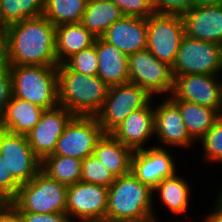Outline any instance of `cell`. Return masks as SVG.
<instances>
[{
    "mask_svg": "<svg viewBox=\"0 0 222 222\" xmlns=\"http://www.w3.org/2000/svg\"><path fill=\"white\" fill-rule=\"evenodd\" d=\"M82 160L74 157L47 156L41 161V171L66 186L81 181Z\"/></svg>",
    "mask_w": 222,
    "mask_h": 222,
    "instance_id": "4316f807",
    "label": "cell"
},
{
    "mask_svg": "<svg viewBox=\"0 0 222 222\" xmlns=\"http://www.w3.org/2000/svg\"><path fill=\"white\" fill-rule=\"evenodd\" d=\"M218 75L190 74L174 77L170 100H184L215 109L222 115V80Z\"/></svg>",
    "mask_w": 222,
    "mask_h": 222,
    "instance_id": "7c38bea8",
    "label": "cell"
},
{
    "mask_svg": "<svg viewBox=\"0 0 222 222\" xmlns=\"http://www.w3.org/2000/svg\"><path fill=\"white\" fill-rule=\"evenodd\" d=\"M153 97L133 83L110 86L96 119L104 133H111L135 110L145 108Z\"/></svg>",
    "mask_w": 222,
    "mask_h": 222,
    "instance_id": "8992f818",
    "label": "cell"
},
{
    "mask_svg": "<svg viewBox=\"0 0 222 222\" xmlns=\"http://www.w3.org/2000/svg\"><path fill=\"white\" fill-rule=\"evenodd\" d=\"M193 6H217L222 5V0H192Z\"/></svg>",
    "mask_w": 222,
    "mask_h": 222,
    "instance_id": "60d3db41",
    "label": "cell"
},
{
    "mask_svg": "<svg viewBox=\"0 0 222 222\" xmlns=\"http://www.w3.org/2000/svg\"><path fill=\"white\" fill-rule=\"evenodd\" d=\"M120 8L111 0H88L81 24L96 38L123 17Z\"/></svg>",
    "mask_w": 222,
    "mask_h": 222,
    "instance_id": "cb8c5ba5",
    "label": "cell"
},
{
    "mask_svg": "<svg viewBox=\"0 0 222 222\" xmlns=\"http://www.w3.org/2000/svg\"><path fill=\"white\" fill-rule=\"evenodd\" d=\"M185 35L181 15L153 13L147 18V47L159 61L173 66Z\"/></svg>",
    "mask_w": 222,
    "mask_h": 222,
    "instance_id": "ba28073f",
    "label": "cell"
},
{
    "mask_svg": "<svg viewBox=\"0 0 222 222\" xmlns=\"http://www.w3.org/2000/svg\"><path fill=\"white\" fill-rule=\"evenodd\" d=\"M161 145L135 150L131 160V173L152 190L165 178L176 174L172 155Z\"/></svg>",
    "mask_w": 222,
    "mask_h": 222,
    "instance_id": "5bb4252c",
    "label": "cell"
},
{
    "mask_svg": "<svg viewBox=\"0 0 222 222\" xmlns=\"http://www.w3.org/2000/svg\"><path fill=\"white\" fill-rule=\"evenodd\" d=\"M58 101L74 116H96L109 86L97 75L72 71L65 63L57 66Z\"/></svg>",
    "mask_w": 222,
    "mask_h": 222,
    "instance_id": "7a4b0ae2",
    "label": "cell"
},
{
    "mask_svg": "<svg viewBox=\"0 0 222 222\" xmlns=\"http://www.w3.org/2000/svg\"><path fill=\"white\" fill-rule=\"evenodd\" d=\"M133 152L111 133H104L96 143L93 155L115 178H118L131 172Z\"/></svg>",
    "mask_w": 222,
    "mask_h": 222,
    "instance_id": "7402d4cb",
    "label": "cell"
},
{
    "mask_svg": "<svg viewBox=\"0 0 222 222\" xmlns=\"http://www.w3.org/2000/svg\"><path fill=\"white\" fill-rule=\"evenodd\" d=\"M180 110L189 135L199 142L221 116L215 109L184 100H171Z\"/></svg>",
    "mask_w": 222,
    "mask_h": 222,
    "instance_id": "d4e9b609",
    "label": "cell"
},
{
    "mask_svg": "<svg viewBox=\"0 0 222 222\" xmlns=\"http://www.w3.org/2000/svg\"><path fill=\"white\" fill-rule=\"evenodd\" d=\"M155 13L182 15L192 6V0H152Z\"/></svg>",
    "mask_w": 222,
    "mask_h": 222,
    "instance_id": "e575fe53",
    "label": "cell"
},
{
    "mask_svg": "<svg viewBox=\"0 0 222 222\" xmlns=\"http://www.w3.org/2000/svg\"><path fill=\"white\" fill-rule=\"evenodd\" d=\"M199 141L203 144L206 161L222 163V115Z\"/></svg>",
    "mask_w": 222,
    "mask_h": 222,
    "instance_id": "1f68e13d",
    "label": "cell"
},
{
    "mask_svg": "<svg viewBox=\"0 0 222 222\" xmlns=\"http://www.w3.org/2000/svg\"><path fill=\"white\" fill-rule=\"evenodd\" d=\"M115 179L116 178L93 154L82 160V182L109 188L114 183Z\"/></svg>",
    "mask_w": 222,
    "mask_h": 222,
    "instance_id": "f546056e",
    "label": "cell"
},
{
    "mask_svg": "<svg viewBox=\"0 0 222 222\" xmlns=\"http://www.w3.org/2000/svg\"><path fill=\"white\" fill-rule=\"evenodd\" d=\"M24 222H72L66 213H18Z\"/></svg>",
    "mask_w": 222,
    "mask_h": 222,
    "instance_id": "8d00e7d4",
    "label": "cell"
},
{
    "mask_svg": "<svg viewBox=\"0 0 222 222\" xmlns=\"http://www.w3.org/2000/svg\"><path fill=\"white\" fill-rule=\"evenodd\" d=\"M21 184L8 171L5 160L0 154V198L9 203L17 194Z\"/></svg>",
    "mask_w": 222,
    "mask_h": 222,
    "instance_id": "836d02e7",
    "label": "cell"
},
{
    "mask_svg": "<svg viewBox=\"0 0 222 222\" xmlns=\"http://www.w3.org/2000/svg\"><path fill=\"white\" fill-rule=\"evenodd\" d=\"M217 199L222 203V189H221V192L219 193Z\"/></svg>",
    "mask_w": 222,
    "mask_h": 222,
    "instance_id": "ee69618b",
    "label": "cell"
},
{
    "mask_svg": "<svg viewBox=\"0 0 222 222\" xmlns=\"http://www.w3.org/2000/svg\"><path fill=\"white\" fill-rule=\"evenodd\" d=\"M45 0H0V20L4 26L43 15Z\"/></svg>",
    "mask_w": 222,
    "mask_h": 222,
    "instance_id": "f1b7e54d",
    "label": "cell"
},
{
    "mask_svg": "<svg viewBox=\"0 0 222 222\" xmlns=\"http://www.w3.org/2000/svg\"><path fill=\"white\" fill-rule=\"evenodd\" d=\"M107 202L108 187L79 181L67 188L66 214L72 222H106Z\"/></svg>",
    "mask_w": 222,
    "mask_h": 222,
    "instance_id": "8fae6325",
    "label": "cell"
},
{
    "mask_svg": "<svg viewBox=\"0 0 222 222\" xmlns=\"http://www.w3.org/2000/svg\"><path fill=\"white\" fill-rule=\"evenodd\" d=\"M13 97L49 110L59 106L57 66L9 65Z\"/></svg>",
    "mask_w": 222,
    "mask_h": 222,
    "instance_id": "277c9868",
    "label": "cell"
},
{
    "mask_svg": "<svg viewBox=\"0 0 222 222\" xmlns=\"http://www.w3.org/2000/svg\"><path fill=\"white\" fill-rule=\"evenodd\" d=\"M13 96V79L9 65L0 66V117Z\"/></svg>",
    "mask_w": 222,
    "mask_h": 222,
    "instance_id": "d590c367",
    "label": "cell"
},
{
    "mask_svg": "<svg viewBox=\"0 0 222 222\" xmlns=\"http://www.w3.org/2000/svg\"><path fill=\"white\" fill-rule=\"evenodd\" d=\"M154 108V134L164 145L188 147L195 140L187 132L179 108L168 98ZM166 99V100H165Z\"/></svg>",
    "mask_w": 222,
    "mask_h": 222,
    "instance_id": "2e32d148",
    "label": "cell"
},
{
    "mask_svg": "<svg viewBox=\"0 0 222 222\" xmlns=\"http://www.w3.org/2000/svg\"><path fill=\"white\" fill-rule=\"evenodd\" d=\"M73 117L62 106L44 110L39 122L26 135L34 154L41 161L54 153L59 137Z\"/></svg>",
    "mask_w": 222,
    "mask_h": 222,
    "instance_id": "9a60e30c",
    "label": "cell"
},
{
    "mask_svg": "<svg viewBox=\"0 0 222 222\" xmlns=\"http://www.w3.org/2000/svg\"><path fill=\"white\" fill-rule=\"evenodd\" d=\"M157 217H155V214H148L145 217L138 218V219H125L120 220L118 222H157Z\"/></svg>",
    "mask_w": 222,
    "mask_h": 222,
    "instance_id": "b9f144b4",
    "label": "cell"
},
{
    "mask_svg": "<svg viewBox=\"0 0 222 222\" xmlns=\"http://www.w3.org/2000/svg\"><path fill=\"white\" fill-rule=\"evenodd\" d=\"M103 134L95 116H74L59 137L54 153L49 156L83 160L93 154L96 143Z\"/></svg>",
    "mask_w": 222,
    "mask_h": 222,
    "instance_id": "30bf717a",
    "label": "cell"
},
{
    "mask_svg": "<svg viewBox=\"0 0 222 222\" xmlns=\"http://www.w3.org/2000/svg\"><path fill=\"white\" fill-rule=\"evenodd\" d=\"M65 64L72 70L84 75L95 76L98 73L96 39L93 45L71 56Z\"/></svg>",
    "mask_w": 222,
    "mask_h": 222,
    "instance_id": "4dcf8cb0",
    "label": "cell"
},
{
    "mask_svg": "<svg viewBox=\"0 0 222 222\" xmlns=\"http://www.w3.org/2000/svg\"><path fill=\"white\" fill-rule=\"evenodd\" d=\"M6 205V203L0 198V210Z\"/></svg>",
    "mask_w": 222,
    "mask_h": 222,
    "instance_id": "7bdbcfd3",
    "label": "cell"
},
{
    "mask_svg": "<svg viewBox=\"0 0 222 222\" xmlns=\"http://www.w3.org/2000/svg\"><path fill=\"white\" fill-rule=\"evenodd\" d=\"M124 16L148 18L154 13L152 0H111Z\"/></svg>",
    "mask_w": 222,
    "mask_h": 222,
    "instance_id": "d6a6232c",
    "label": "cell"
},
{
    "mask_svg": "<svg viewBox=\"0 0 222 222\" xmlns=\"http://www.w3.org/2000/svg\"><path fill=\"white\" fill-rule=\"evenodd\" d=\"M181 16L185 35L222 45V5L192 6Z\"/></svg>",
    "mask_w": 222,
    "mask_h": 222,
    "instance_id": "e0dca14e",
    "label": "cell"
},
{
    "mask_svg": "<svg viewBox=\"0 0 222 222\" xmlns=\"http://www.w3.org/2000/svg\"><path fill=\"white\" fill-rule=\"evenodd\" d=\"M190 187L178 173L172 177L163 179L154 189L153 193H159L161 202L174 214H184L189 205Z\"/></svg>",
    "mask_w": 222,
    "mask_h": 222,
    "instance_id": "484cf974",
    "label": "cell"
},
{
    "mask_svg": "<svg viewBox=\"0 0 222 222\" xmlns=\"http://www.w3.org/2000/svg\"><path fill=\"white\" fill-rule=\"evenodd\" d=\"M3 27H5V26L3 25V23L0 20V29L3 28Z\"/></svg>",
    "mask_w": 222,
    "mask_h": 222,
    "instance_id": "f6af8a7d",
    "label": "cell"
},
{
    "mask_svg": "<svg viewBox=\"0 0 222 222\" xmlns=\"http://www.w3.org/2000/svg\"><path fill=\"white\" fill-rule=\"evenodd\" d=\"M44 110L36 104L12 96L0 117V129L27 135L39 122Z\"/></svg>",
    "mask_w": 222,
    "mask_h": 222,
    "instance_id": "44dd1931",
    "label": "cell"
},
{
    "mask_svg": "<svg viewBox=\"0 0 222 222\" xmlns=\"http://www.w3.org/2000/svg\"><path fill=\"white\" fill-rule=\"evenodd\" d=\"M151 102L130 113L111 134L133 151L144 149L145 142L154 137V108Z\"/></svg>",
    "mask_w": 222,
    "mask_h": 222,
    "instance_id": "d6986e66",
    "label": "cell"
},
{
    "mask_svg": "<svg viewBox=\"0 0 222 222\" xmlns=\"http://www.w3.org/2000/svg\"><path fill=\"white\" fill-rule=\"evenodd\" d=\"M102 38L126 55L145 50L147 47V19L123 16L106 30Z\"/></svg>",
    "mask_w": 222,
    "mask_h": 222,
    "instance_id": "ac0fdd59",
    "label": "cell"
},
{
    "mask_svg": "<svg viewBox=\"0 0 222 222\" xmlns=\"http://www.w3.org/2000/svg\"><path fill=\"white\" fill-rule=\"evenodd\" d=\"M153 190L131 172L115 179L108 188L106 222L138 219L154 214Z\"/></svg>",
    "mask_w": 222,
    "mask_h": 222,
    "instance_id": "3957f363",
    "label": "cell"
},
{
    "mask_svg": "<svg viewBox=\"0 0 222 222\" xmlns=\"http://www.w3.org/2000/svg\"><path fill=\"white\" fill-rule=\"evenodd\" d=\"M221 71L222 45L183 36L172 66L174 77L190 74L218 75Z\"/></svg>",
    "mask_w": 222,
    "mask_h": 222,
    "instance_id": "52a82bcc",
    "label": "cell"
},
{
    "mask_svg": "<svg viewBox=\"0 0 222 222\" xmlns=\"http://www.w3.org/2000/svg\"><path fill=\"white\" fill-rule=\"evenodd\" d=\"M214 205V211L207 215L204 222H222V203L217 199Z\"/></svg>",
    "mask_w": 222,
    "mask_h": 222,
    "instance_id": "ab89813d",
    "label": "cell"
},
{
    "mask_svg": "<svg viewBox=\"0 0 222 222\" xmlns=\"http://www.w3.org/2000/svg\"><path fill=\"white\" fill-rule=\"evenodd\" d=\"M8 65L58 66L56 27L43 15L6 26Z\"/></svg>",
    "mask_w": 222,
    "mask_h": 222,
    "instance_id": "6da1fadb",
    "label": "cell"
},
{
    "mask_svg": "<svg viewBox=\"0 0 222 222\" xmlns=\"http://www.w3.org/2000/svg\"><path fill=\"white\" fill-rule=\"evenodd\" d=\"M67 188L40 171L8 204L17 213H66Z\"/></svg>",
    "mask_w": 222,
    "mask_h": 222,
    "instance_id": "5b68a950",
    "label": "cell"
},
{
    "mask_svg": "<svg viewBox=\"0 0 222 222\" xmlns=\"http://www.w3.org/2000/svg\"><path fill=\"white\" fill-rule=\"evenodd\" d=\"M0 222H24L23 218L8 204L0 210Z\"/></svg>",
    "mask_w": 222,
    "mask_h": 222,
    "instance_id": "f35d334b",
    "label": "cell"
},
{
    "mask_svg": "<svg viewBox=\"0 0 222 222\" xmlns=\"http://www.w3.org/2000/svg\"><path fill=\"white\" fill-rule=\"evenodd\" d=\"M96 37L81 23L63 24L56 27V58L59 65L71 56L94 44Z\"/></svg>",
    "mask_w": 222,
    "mask_h": 222,
    "instance_id": "603a6c76",
    "label": "cell"
},
{
    "mask_svg": "<svg viewBox=\"0 0 222 222\" xmlns=\"http://www.w3.org/2000/svg\"><path fill=\"white\" fill-rule=\"evenodd\" d=\"M88 0H45L43 16L55 27L80 23Z\"/></svg>",
    "mask_w": 222,
    "mask_h": 222,
    "instance_id": "83f0119b",
    "label": "cell"
},
{
    "mask_svg": "<svg viewBox=\"0 0 222 222\" xmlns=\"http://www.w3.org/2000/svg\"><path fill=\"white\" fill-rule=\"evenodd\" d=\"M98 73L109 87L129 82L128 55L102 37L96 38Z\"/></svg>",
    "mask_w": 222,
    "mask_h": 222,
    "instance_id": "ffe728a7",
    "label": "cell"
},
{
    "mask_svg": "<svg viewBox=\"0 0 222 222\" xmlns=\"http://www.w3.org/2000/svg\"><path fill=\"white\" fill-rule=\"evenodd\" d=\"M9 48L6 26L0 29V66L8 65Z\"/></svg>",
    "mask_w": 222,
    "mask_h": 222,
    "instance_id": "74e56055",
    "label": "cell"
},
{
    "mask_svg": "<svg viewBox=\"0 0 222 222\" xmlns=\"http://www.w3.org/2000/svg\"><path fill=\"white\" fill-rule=\"evenodd\" d=\"M0 154L20 184L30 182L41 171V160L34 154L26 135L0 129Z\"/></svg>",
    "mask_w": 222,
    "mask_h": 222,
    "instance_id": "4fadbf2b",
    "label": "cell"
},
{
    "mask_svg": "<svg viewBox=\"0 0 222 222\" xmlns=\"http://www.w3.org/2000/svg\"><path fill=\"white\" fill-rule=\"evenodd\" d=\"M128 73L129 82L142 87L151 96L172 92V66L159 61L147 49L128 55Z\"/></svg>",
    "mask_w": 222,
    "mask_h": 222,
    "instance_id": "9c48e42d",
    "label": "cell"
}]
</instances>
